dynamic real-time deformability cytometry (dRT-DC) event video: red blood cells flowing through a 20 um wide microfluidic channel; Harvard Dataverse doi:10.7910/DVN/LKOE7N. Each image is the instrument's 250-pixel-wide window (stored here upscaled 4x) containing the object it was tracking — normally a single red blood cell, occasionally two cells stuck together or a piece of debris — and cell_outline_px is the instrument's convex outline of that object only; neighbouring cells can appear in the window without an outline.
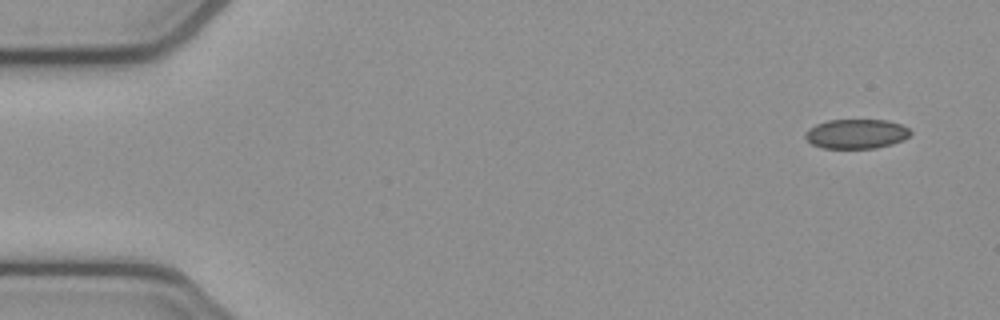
{"species": "common noctule bat (a hibernating species)", "species_latin": "Nyctalus noctula", "temperature_condition": "cold", "stored_images_in_passage": 4, "camera_frame_rate_fps": 3000, "um_per_image_px": 0.085, "animal": {"sex": "female", "body_mass_g": 21.9}, "frame": {"image": 1, "passage_image": 1, "time_ms": 0.0, "image_size_px": [1000, 320], "cell_outline_px": [[912, 132], [904, 140], [892, 144], [876, 148], [824, 148], [812, 144], [804, 136], [804, 132], [808, 128], [816, 124], [828, 120], [888, 120], [900, 124], [908, 128]], "centroid_in_image_um": [72.78, 11.37], "position_along_channel_um": 12.2, "area_um2": 18.15}}